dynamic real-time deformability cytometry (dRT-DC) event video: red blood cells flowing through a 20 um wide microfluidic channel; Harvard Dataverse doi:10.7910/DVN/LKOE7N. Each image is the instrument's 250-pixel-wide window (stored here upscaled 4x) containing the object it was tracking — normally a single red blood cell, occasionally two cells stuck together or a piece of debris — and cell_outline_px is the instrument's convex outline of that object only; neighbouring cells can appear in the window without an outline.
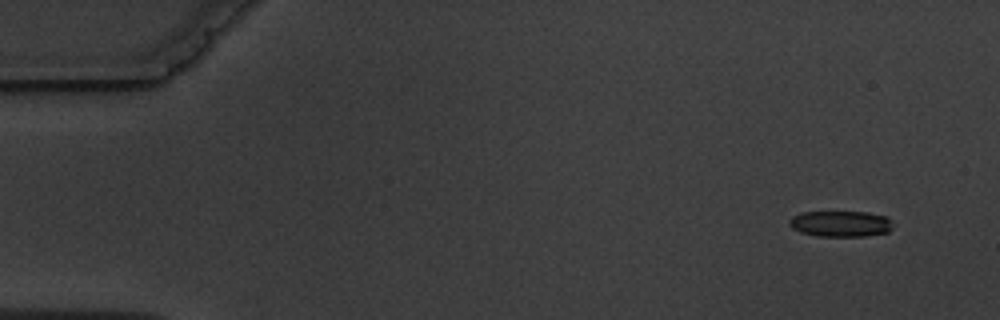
{"species": "common noctule bat (a hibernating species)", "species_latin": "Nyctalus noctula", "temperature_condition": "warm", "stored_images_in_passage": 9, "camera_frame_rate_fps": 3000, "um_per_image_px": 0.085, "animal": {"sex": "male", "body_mass_g": 19.5, "forearm_length_mm": 54.6}, "frame": {"image": 1, "passage_image": 1, "time_ms": 0.0, "image_size_px": [1000, 320], "cell_outline_px": [[892, 228], [888, 232], [864, 236], [820, 236], [800, 232], [792, 228], [788, 224], [788, 220], [792, 216], [800, 212], [868, 212], [888, 216], [892, 220]], "centroid_in_image_um": [71.46, 19.01], "position_along_channel_um": 13.5, "area_um2": 15.84}}
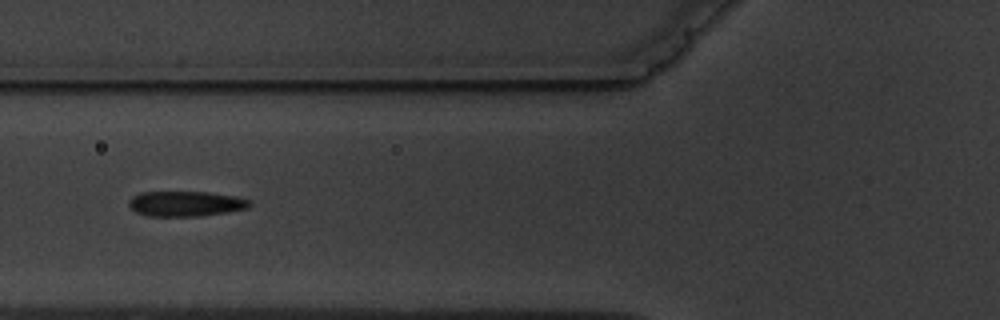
{"frame": {"image": 2, "passage_image": 6, "time_ms": 6.0, "image_size_px": [1000, 320], "cell_outline_px": [[252, 204], [248, 208], [228, 212], [200, 216], [148, 216], [136, 212], [128, 204], [128, 200], [132, 196], [140, 192], [208, 192], [236, 196], [252, 200]], "centroid_in_image_um": [15.81, 17.31], "position_along_channel_um": 110.0, "area_um2": 17.92}}
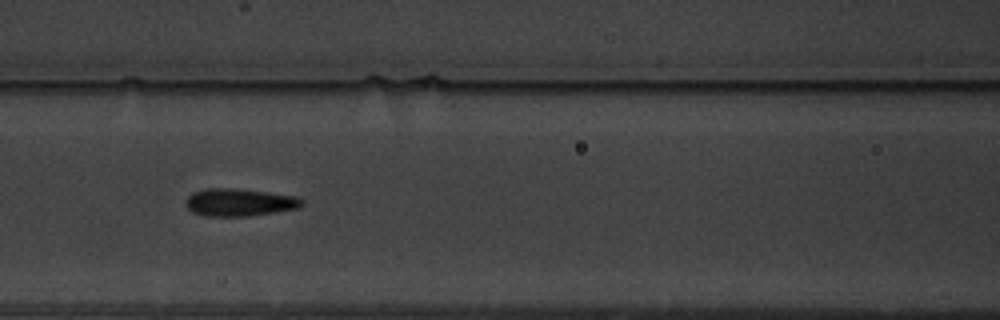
{"frame": {"image": 3, "passage_image": 7, "time_ms": 7.0, "image_size_px": [1000, 320], "cell_outline_px": [[304, 204], [300, 208], [248, 216], [204, 216], [192, 212], [188, 208], [188, 196], [192, 192], [204, 188], [232, 188], [268, 192], [296, 196], [304, 200]], "centroid_in_image_um": [20.38, 17.19], "position_along_channel_um": 146.2, "area_um2": 18.67}}